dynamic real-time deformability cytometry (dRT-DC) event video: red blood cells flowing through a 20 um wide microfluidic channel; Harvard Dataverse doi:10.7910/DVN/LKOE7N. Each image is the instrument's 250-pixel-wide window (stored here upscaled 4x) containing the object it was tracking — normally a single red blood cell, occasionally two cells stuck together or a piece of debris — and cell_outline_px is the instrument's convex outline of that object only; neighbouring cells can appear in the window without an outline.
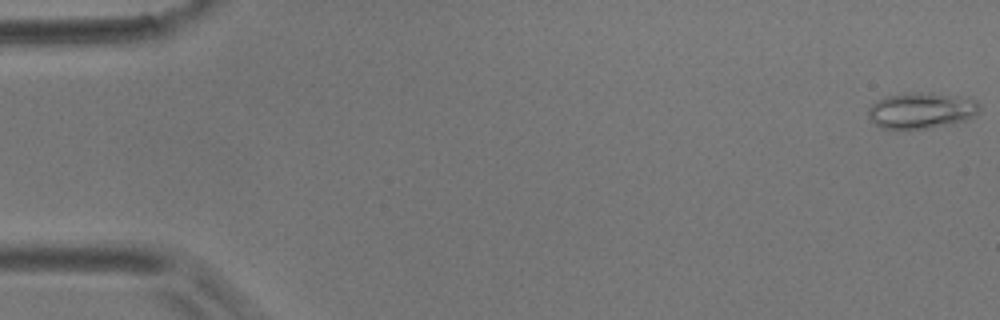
{"species": "common noctule bat (a hibernating species)", "species_latin": "Nyctalus noctula", "temperature_condition": "room temperature", "stored_images_in_passage": 56, "camera_frame_rate_fps": 3000, "um_per_image_px": 0.085, "animal": {"sex": "male", "body_mass_g": 17.9}, "frame": {"image": 1, "passage_image": 1, "time_ms": 0.0, "image_size_px": [1000, 320], "cell_outline_px": [[980, 112], [968, 120], [952, 124], [928, 128], [880, 128], [868, 116], [868, 108], [876, 100], [884, 96], [904, 92], [932, 92], [976, 100], [980, 104]], "centroid_in_image_um": [78.32, 9.37], "position_along_channel_um": 6.7, "area_um2": 23.64}}
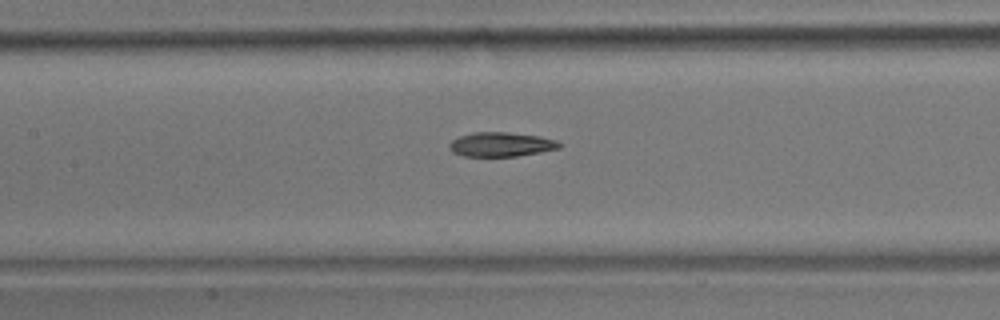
{"frame": {"image": 2, "passage_image": 26, "time_ms": 8.333, "image_size_px": [1000, 320], "cell_outline_px": [[564, 144], [560, 148], [540, 152], [516, 156], [464, 156], [452, 152], [448, 148], [448, 144], [452, 140], [460, 136], [472, 132], [508, 132], [540, 136], [556, 140]], "centroid_in_image_um": [42.59, 12.27], "position_along_channel_um": 164.8, "area_um2": 15.72}}
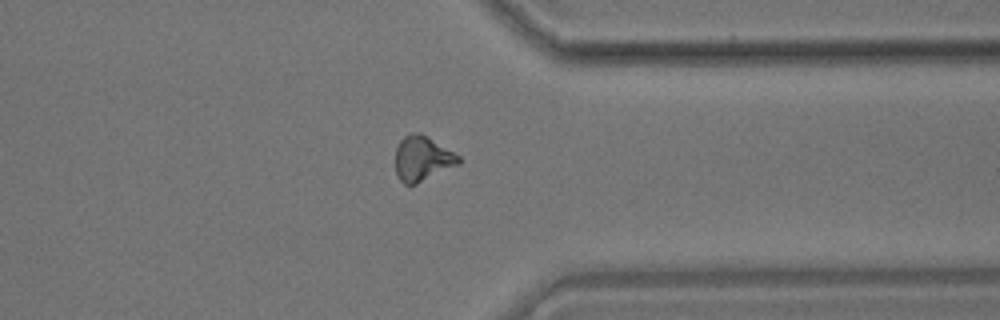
{"frame": {"image": 3, "passage_image": 44, "time_ms": 14.333, "image_size_px": [1000, 320], "cell_outline_px": [[460, 164], [416, 184], [404, 184], [396, 176], [396, 148], [400, 140], [404, 136], [412, 132], [420, 132], [428, 136], [460, 156]], "centroid_in_image_um": [35.9, 13.47], "position_along_channel_um": 375.5, "area_um2": 16.65}, "authors_computed_cell_mechanics": {"area_um2": 16.2129, "velocity_mm_per_s": 3.5926, "shape_relaxation_time_tau1_ms": null, "shape_relaxation_time_tau2_ms": 5.2304, "deformation_change_tau1": null, "deformation_change_tau2": 0.1271}}